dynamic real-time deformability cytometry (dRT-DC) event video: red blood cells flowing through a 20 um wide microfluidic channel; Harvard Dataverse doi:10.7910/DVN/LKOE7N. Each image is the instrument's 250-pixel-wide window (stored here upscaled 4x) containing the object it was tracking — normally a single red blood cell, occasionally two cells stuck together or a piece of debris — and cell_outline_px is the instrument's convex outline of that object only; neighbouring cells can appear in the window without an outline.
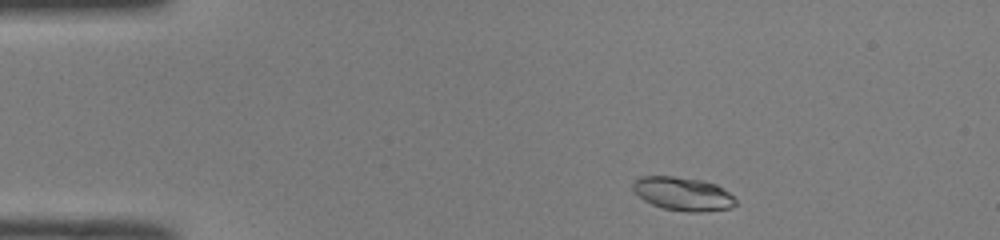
{"species": "common noctule bat (a hibernating species)", "species_latin": "Nyctalus noctula", "temperature_condition": "room temperature", "stored_images_in_passage": 46, "camera_frame_rate_fps": 3000, "um_per_image_px": 0.085, "animal": {"sex": "male", "body_mass_g": 19.0, "forearm_length_mm": 50.8}, "frame": {"image": 1, "passage_image": 3, "time_ms": 0.667, "image_size_px": [1000, 240], "cell_outline_px": [[736, 204], [732, 208], [696, 212], [688, 212], [664, 208], [652, 204], [644, 200], [632, 192], [632, 184], [640, 176], [672, 176], [704, 180], [716, 184], [728, 192], [736, 200]], "centroid_in_image_um": [58.03, 16.47], "position_along_channel_um": 27.0, "area_um2": 20.11}}
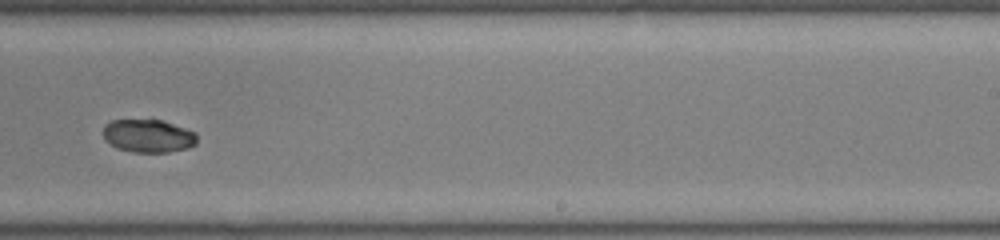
{"frame": {"image": 2, "passage_image": 27, "time_ms": 8.667, "image_size_px": [1000, 240], "cell_outline_px": [[196, 144], [188, 148], [168, 152], [132, 152], [116, 148], [104, 140], [104, 124], [112, 120], [160, 120], [196, 132]], "centroid_in_image_um": [12.58, 11.56], "position_along_channel_um": 276.4, "area_um2": 18.03}}
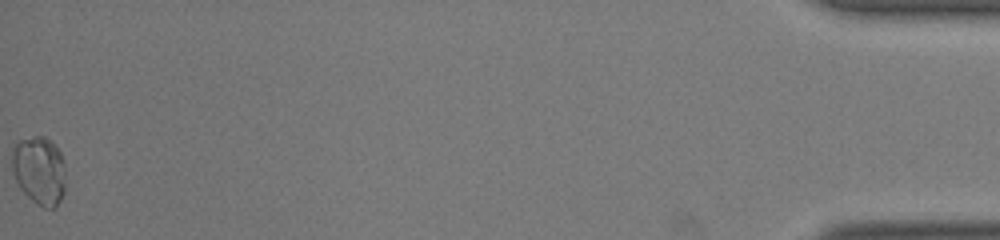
{"frame": {"image": 3, "passage_image": 46, "time_ms": 15.0, "image_size_px": [1000, 240], "cell_outline_px": [[64, 192], [56, 208], [44, 208], [36, 204], [20, 188], [16, 180], [12, 168], [12, 148], [20, 140], [32, 136], [44, 136], [60, 152], [64, 168]], "centroid_in_image_um": [3.33, 14.51], "position_along_channel_um": 431.9, "area_um2": 21.15}, "authors_computed_cell_mechanics": {"area_um2": 19.1896, "velocity_mm_per_s": 3.9809, "shape_relaxation_time_tau1_ms": 7.3936, "shape_relaxation_time_tau2_ms": null, "deformation_change_tau1": 0.203, "deformation_change_tau2": null}}